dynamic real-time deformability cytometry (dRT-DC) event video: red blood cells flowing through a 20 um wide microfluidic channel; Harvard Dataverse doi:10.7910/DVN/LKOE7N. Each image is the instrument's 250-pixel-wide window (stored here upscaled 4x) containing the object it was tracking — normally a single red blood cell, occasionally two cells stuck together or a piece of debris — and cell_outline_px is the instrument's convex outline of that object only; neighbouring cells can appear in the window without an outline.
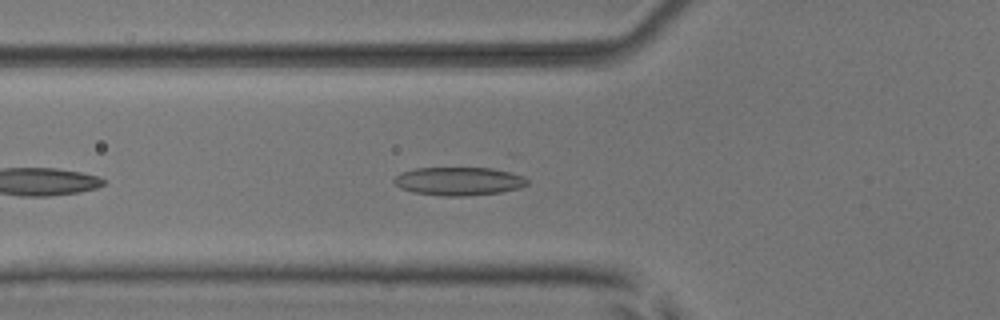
{"species": "common noctule bat (a hibernating species)", "species_latin": "Nyctalus noctula", "temperature_condition": "room temperature", "stored_images_in_passage": 40, "camera_frame_rate_fps": 3000, "um_per_image_px": 0.085, "animal": {"sex": "male", "body_mass_g": 17.9, "forearm_length_mm": 54.2}, "frame": {"image": 1, "passage_image": 6, "time_ms": 1.667, "image_size_px": [1000, 320], "cell_outline_px": [[528, 184], [520, 188], [500, 192], [464, 196], [444, 196], [412, 192], [400, 188], [392, 180], [400, 172], [416, 168], [492, 168], [512, 172], [524, 176], [528, 180]], "centroid_in_image_um": [39.0, 15.4], "position_along_channel_um": 86.8, "area_um2": 22.08}}
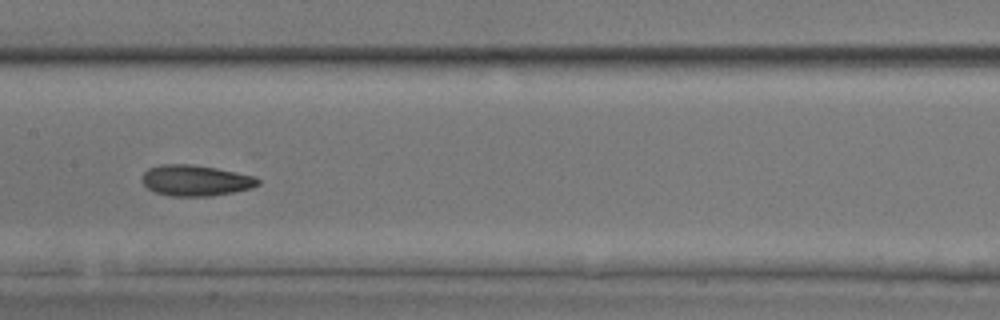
{"frame": {"image": 2, "passage_image": 14, "time_ms": 4.333, "image_size_px": [1000, 320], "cell_outline_px": [[260, 184], [252, 188], [232, 192], [208, 196], [172, 196], [156, 192], [148, 188], [140, 180], [144, 172], [148, 168], [160, 164], [192, 164], [216, 168], [256, 176], [260, 180]], "centroid_in_image_um": [16.62, 15.33], "position_along_channel_um": 190.8, "area_um2": 20.92}}
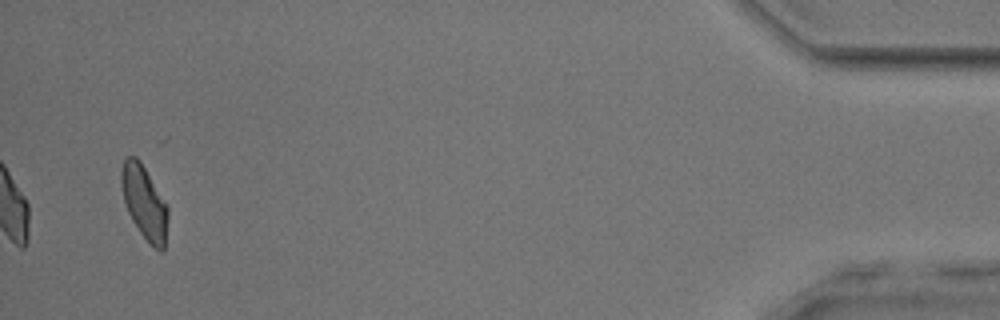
{"frame": {"image": 3, "passage_image": 38, "time_ms": 12.333, "image_size_px": [1000, 320], "cell_outline_px": [[168, 216], [164, 248], [160, 252], [140, 232], [132, 220], [128, 212], [124, 200], [120, 184], [120, 172], [124, 160], [128, 156], [136, 156], [140, 160], [168, 208]], "centroid_in_image_um": [12.24, 17.17], "position_along_channel_um": 423.0, "area_um2": 19.54}, "authors_computed_cell_mechanics": {"area_um2": 20.519, "velocity_mm_per_s": 3.8975, "shape_relaxation_time_tau1_ms": 3.8362, "shape_relaxation_time_tau2_ms": 1.9456, "deformation_change_tau1": 0.1229, "deformation_change_tau2": 0.073}}